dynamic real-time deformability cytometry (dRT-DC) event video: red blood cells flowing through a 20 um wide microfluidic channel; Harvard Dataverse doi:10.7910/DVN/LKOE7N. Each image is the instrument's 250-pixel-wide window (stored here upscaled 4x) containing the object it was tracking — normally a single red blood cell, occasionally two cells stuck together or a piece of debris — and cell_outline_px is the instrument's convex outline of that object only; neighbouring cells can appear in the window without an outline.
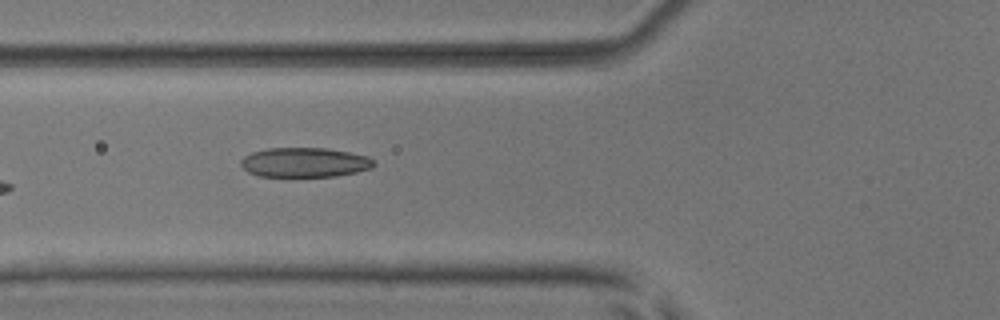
{"species": "common noctule bat (a hibernating species)", "species_latin": "Nyctalus noctula", "temperature_condition": "room temperature", "stored_images_in_passage": 5, "camera_frame_rate_fps": 3000, "um_per_image_px": 0.085, "animal": {"sex": "male", "body_mass_g": 17.9, "forearm_length_mm": 54.2}, "frame": {"image": 1, "passage_image": 5, "time_ms": 5.333, "image_size_px": [1000, 320], "cell_outline_px": [[376, 164], [372, 168], [356, 172], [336, 176], [260, 176], [248, 172], [240, 164], [240, 160], [244, 156], [252, 152], [268, 148], [328, 148], [368, 156]], "centroid_in_image_um": [25.89, 13.8], "position_along_channel_um": 99.9, "area_um2": 22.89}}